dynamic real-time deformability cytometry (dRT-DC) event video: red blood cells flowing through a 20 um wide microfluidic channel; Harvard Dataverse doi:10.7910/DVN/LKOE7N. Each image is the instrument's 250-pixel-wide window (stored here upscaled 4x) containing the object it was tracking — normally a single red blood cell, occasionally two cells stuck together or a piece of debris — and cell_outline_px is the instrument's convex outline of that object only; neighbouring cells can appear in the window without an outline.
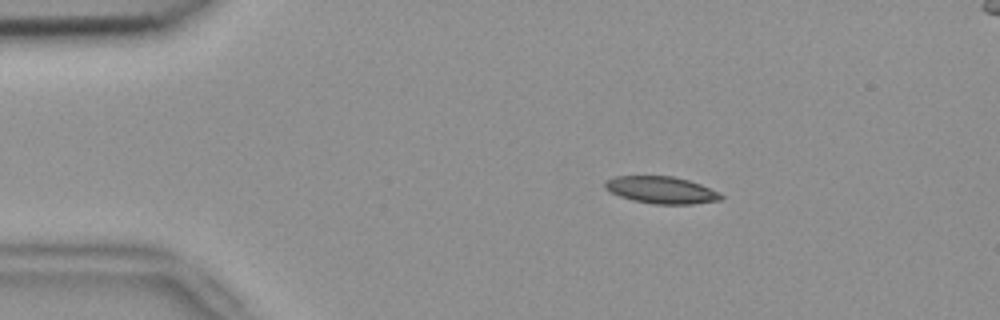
{"species": "common noctule bat (a hibernating species)", "species_latin": "Nyctalus noctula", "temperature_condition": "room temperature", "stored_images_in_passage": 53, "camera_frame_rate_fps": 3000, "um_per_image_px": 0.085, "animal": {"sex": "female", "body_mass_g": 18.4}, "frame": {"image": 1, "passage_image": 9, "time_ms": 2.667, "image_size_px": [1000, 320], "cell_outline_px": [[724, 196], [720, 200], [692, 204], [652, 204], [632, 200], [620, 196], [604, 188], [604, 180], [616, 176], [672, 176], [688, 180], [700, 184], [720, 192]], "centroid_in_image_um": [56.21, 16.15], "position_along_channel_um": 28.8, "area_um2": 18.32}}
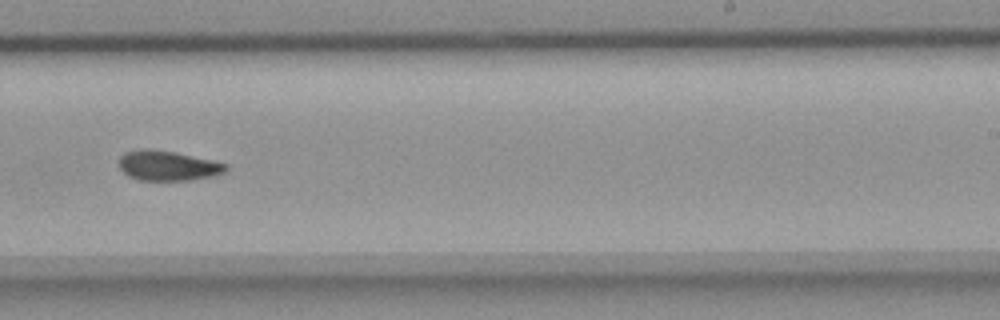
{"frame": {"image": 2, "passage_image": 33, "time_ms": 10.667, "image_size_px": [1000, 320], "cell_outline_px": [[228, 168], [224, 172], [212, 176], [188, 180], [136, 180], [128, 176], [120, 168], [120, 156], [124, 152], [140, 148], [152, 148], [176, 152], [212, 160], [228, 164]], "centroid_in_image_um": [14.24, 14.06], "position_along_channel_um": 274.8, "area_um2": 18.79}}
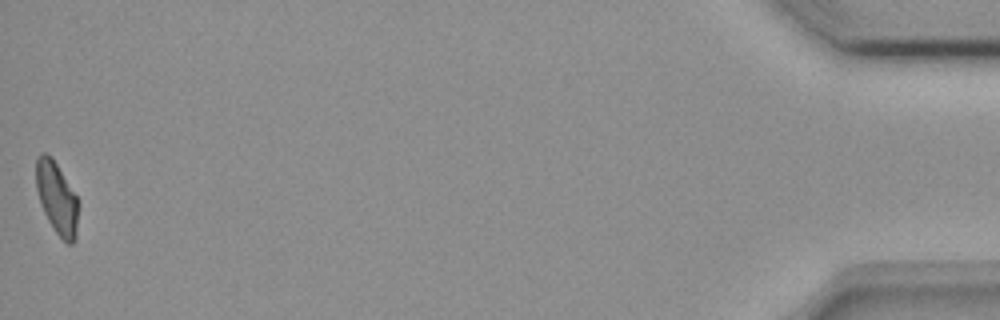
{"frame": {"image": 3, "passage_image": 53, "time_ms": 17.333, "image_size_px": [1000, 320], "cell_outline_px": [[76, 236], [72, 244], [68, 244], [56, 232], [48, 220], [40, 204], [36, 188], [36, 156], [40, 152], [44, 152], [52, 156], [76, 196]], "centroid_in_image_um": [4.77, 16.77], "position_along_channel_um": 430.4, "area_um2": 17.34}, "authors_computed_cell_mechanics": {"area_um2": 18.6116, "velocity_mm_per_s": 3.7741, "shape_relaxation_time_tau1_ms": null, "shape_relaxation_time_tau2_ms": 3.0824, "deformation_change_tau1": null, "deformation_change_tau2": 0.0859}}